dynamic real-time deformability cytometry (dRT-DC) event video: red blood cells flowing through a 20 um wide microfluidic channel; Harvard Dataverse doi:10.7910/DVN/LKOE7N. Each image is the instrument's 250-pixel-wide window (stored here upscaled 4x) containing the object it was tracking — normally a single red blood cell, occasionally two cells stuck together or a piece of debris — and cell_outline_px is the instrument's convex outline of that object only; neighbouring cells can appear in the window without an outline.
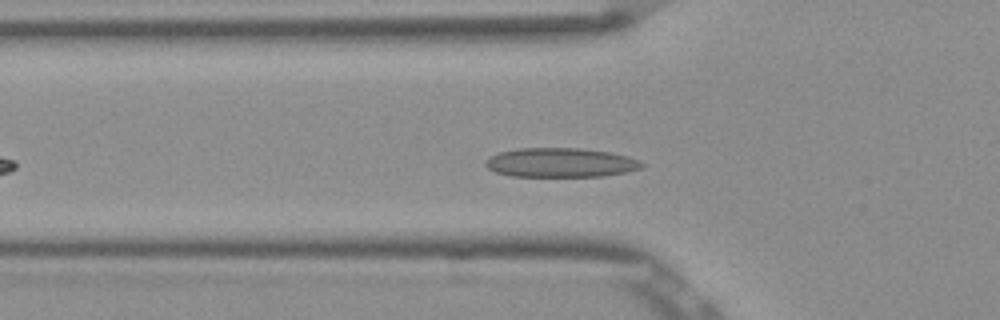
{"species": "Egyptian fruit bat (a non-hibernating species)", "species_latin": "Rousettus aegyptiacus", "temperature_condition": "room temperature", "stored_images_in_passage": 42, "camera_frame_rate_fps": 3000, "um_per_image_px": 0.085, "frame": {"image": 1, "passage_image": 10, "time_ms": 3.0, "image_size_px": [1000, 320], "cell_outline_px": [[644, 168], [628, 172], [604, 176], [512, 176], [496, 172], [488, 168], [484, 164], [492, 156], [500, 152], [520, 148], [580, 148], [612, 152], [628, 156], [640, 160], [644, 164]], "centroid_in_image_um": [47.74, 13.82], "position_along_channel_um": 78.1, "area_um2": 26.7}}
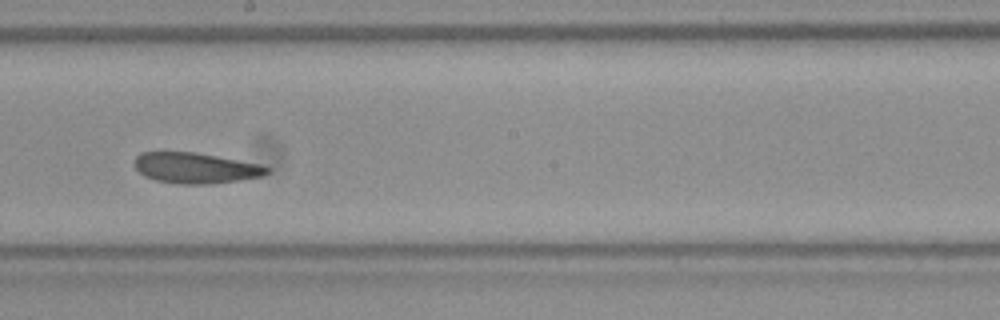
{"frame": {"image": 2, "passage_image": 22, "time_ms": 7.0, "image_size_px": [1000, 320], "cell_outline_px": [[268, 172], [260, 176], [240, 180], [212, 184], [180, 184], [156, 180], [144, 176], [132, 164], [136, 156], [140, 152], [196, 152], [260, 164], [268, 168]], "centroid_in_image_um": [16.57, 14.27], "position_along_channel_um": 231.6, "area_um2": 23.64}}
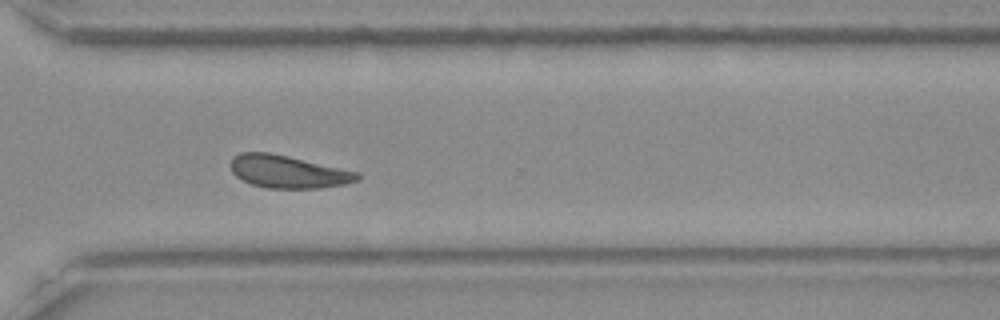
{"frame": {"image": 3, "passage_image": 31, "time_ms": 10.0, "image_size_px": [1000, 320], "cell_outline_px": [[360, 180], [344, 184], [320, 188], [268, 188], [252, 184], [236, 176], [232, 172], [228, 164], [232, 156], [240, 152], [268, 152], [288, 156], [360, 172]], "centroid_in_image_um": [24.47, 14.58], "position_along_channel_um": 346.1, "area_um2": 24.28}, "authors_computed_cell_mechanics": {"area_um2": 24.1315, "velocity_mm_per_s": 3.8208, "shape_relaxation_time_tau1_ms": 6.3007, "shape_relaxation_time_tau2_ms": 1.8961, "deformation_change_tau1": 0.1166, "deformation_change_tau2": 0.0601}}